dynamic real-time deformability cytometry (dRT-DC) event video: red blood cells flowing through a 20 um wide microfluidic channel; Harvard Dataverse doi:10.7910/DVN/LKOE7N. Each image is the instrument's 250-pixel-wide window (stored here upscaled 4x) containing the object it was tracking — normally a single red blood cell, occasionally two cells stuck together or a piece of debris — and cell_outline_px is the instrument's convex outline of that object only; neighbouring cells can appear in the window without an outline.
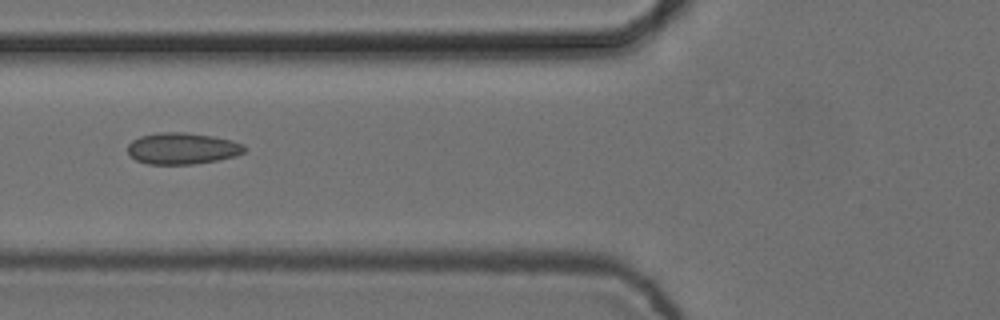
{"species": "common noctule bat (a hibernating species)", "species_latin": "Nyctalus noctula", "temperature_condition": "cold", "stored_images_in_passage": 7, "camera_frame_rate_fps": 3000, "um_per_image_px": 0.085, "animal": {"sex": "female", "body_mass_g": 24.6, "forearm_length_mm": 56.2}, "frame": {"image": 1, "passage_image": 6, "time_ms": 1.667, "image_size_px": [1000, 320], "cell_outline_px": [[248, 148], [244, 152], [236, 156], [220, 160], [192, 164], [148, 164], [136, 160], [128, 152], [128, 144], [132, 140], [140, 136], [160, 132], [188, 132], [212, 136], [232, 140], [244, 144]], "centroid_in_image_um": [15.54, 12.61], "position_along_channel_um": 110.3, "area_um2": 21.62}}
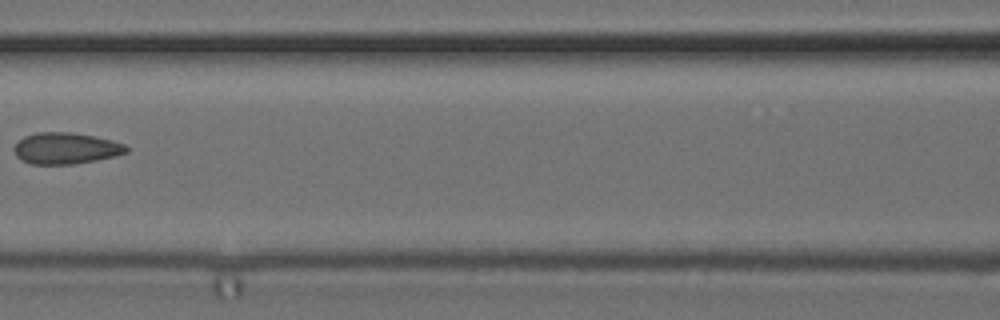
{"frame": {"image": 2, "passage_image": 7, "time_ms": 2.0, "image_size_px": [1000, 320], "cell_outline_px": [[128, 152], [116, 156], [96, 160], [72, 164], [32, 164], [20, 160], [16, 156], [12, 148], [24, 136], [36, 132], [72, 132], [112, 140], [124, 144], [128, 148]], "centroid_in_image_um": [5.57, 12.61], "position_along_channel_um": 161.0, "area_um2": 20.58}}